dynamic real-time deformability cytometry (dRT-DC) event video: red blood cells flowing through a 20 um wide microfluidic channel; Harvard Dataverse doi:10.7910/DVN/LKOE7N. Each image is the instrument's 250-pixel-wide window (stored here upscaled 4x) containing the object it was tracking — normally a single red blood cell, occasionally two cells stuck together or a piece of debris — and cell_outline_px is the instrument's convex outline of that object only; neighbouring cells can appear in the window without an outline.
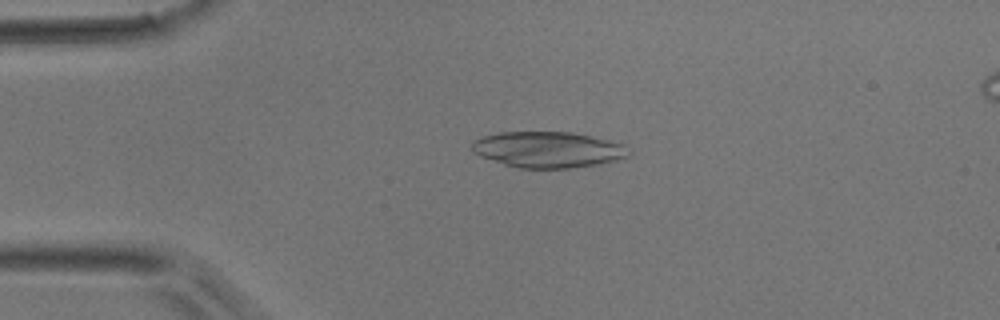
{"species": "common noctule bat (a hibernating species)", "species_latin": "Nyctalus noctula", "temperature_condition": "room temperature", "stored_images_in_passage": 49, "camera_frame_rate_fps": 3000, "um_per_image_px": 0.085, "animal": {"sex": "male", "body_mass_g": 17.9}, "frame": {"image": 1, "passage_image": 11, "time_ms": 3.333, "image_size_px": [1000, 320], "cell_outline_px": [[628, 156], [616, 160], [600, 164], [568, 168], [520, 168], [504, 164], [480, 156], [472, 152], [472, 140], [484, 136], [500, 132], [572, 132], [608, 140], [624, 144]], "centroid_in_image_um": [46.54, 12.71], "position_along_channel_um": 38.5, "area_um2": 32.66}}
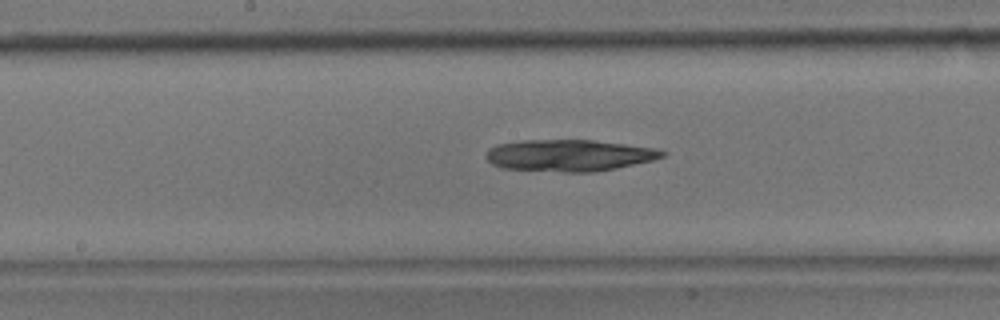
{"frame": {"image": 2, "passage_image": 25, "time_ms": 8.0, "image_size_px": [1000, 320], "cell_outline_px": [[668, 152], [664, 156], [652, 160], [616, 168], [596, 172], [564, 172], [500, 168], [492, 164], [484, 156], [488, 148], [496, 144], [524, 140], [596, 140], [656, 148]], "centroid_in_image_um": [48.35, 13.2], "position_along_channel_um": 199.8, "area_um2": 32.77}}
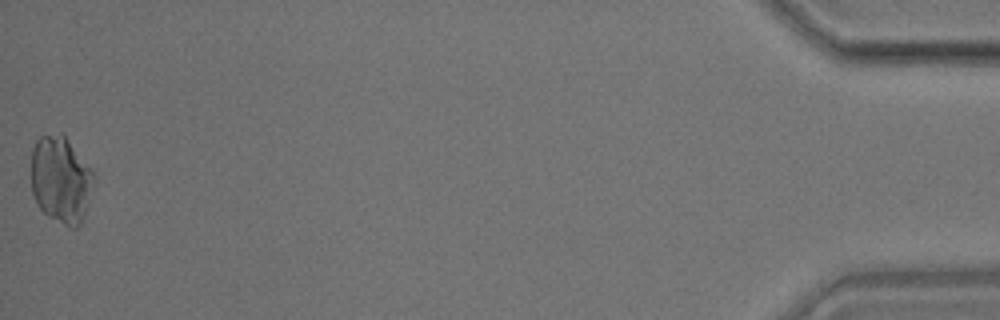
{"frame": {"image": 3, "passage_image": 49, "time_ms": 16.0, "image_size_px": [1000, 320], "cell_outline_px": [[92, 176], [84, 216], [80, 224], [76, 228], [72, 228], [48, 216], [36, 204], [32, 192], [32, 148], [36, 140], [40, 136], [60, 132], [64, 132], [92, 168]], "centroid_in_image_um": [5.14, 15.2], "position_along_channel_um": 430.1, "area_um2": 31.56}}